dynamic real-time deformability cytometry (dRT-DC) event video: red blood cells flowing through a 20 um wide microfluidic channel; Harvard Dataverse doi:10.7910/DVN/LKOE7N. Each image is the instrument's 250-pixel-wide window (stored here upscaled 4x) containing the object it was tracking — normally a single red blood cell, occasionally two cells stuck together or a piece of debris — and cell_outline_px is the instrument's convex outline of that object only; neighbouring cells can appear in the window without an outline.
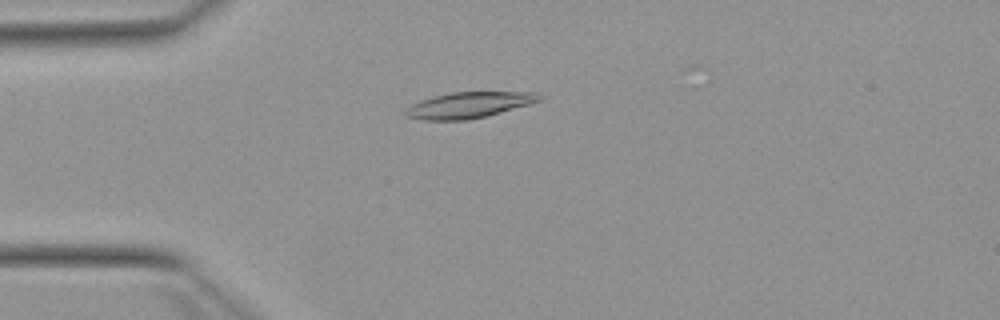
{"species": "Egyptian fruit bat (a non-hibernating species)", "species_latin": "Rousettus aegyptiacus", "temperature_condition": "warm", "stored_images_in_passage": 29, "camera_frame_rate_fps": 3000, "um_per_image_px": 0.085, "animal": {"sex": "female"}, "frame": {"image": 1, "passage_image": 13, "time_ms": 4.0, "image_size_px": [1000, 320], "cell_outline_px": [[544, 100], [500, 112], [468, 120], [428, 120], [408, 116], [404, 112], [404, 108], [420, 100], [452, 92], [540, 92], [544, 96]], "centroid_in_image_um": [39.91, 8.91], "position_along_channel_um": 45.1, "area_um2": 20.11}}
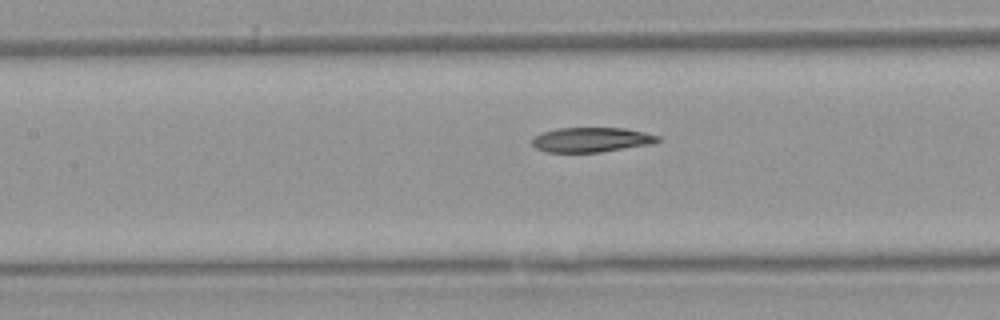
{"frame": {"image": 2, "passage_image": 23, "time_ms": 7.333, "image_size_px": [1000, 320], "cell_outline_px": [[660, 140], [652, 144], [600, 152], [544, 152], [536, 148], [532, 144], [532, 136], [556, 128], [624, 128], [644, 132], [660, 136]], "centroid_in_image_um": [50.25, 11.88], "position_along_channel_um": 157.2, "area_um2": 18.15}}
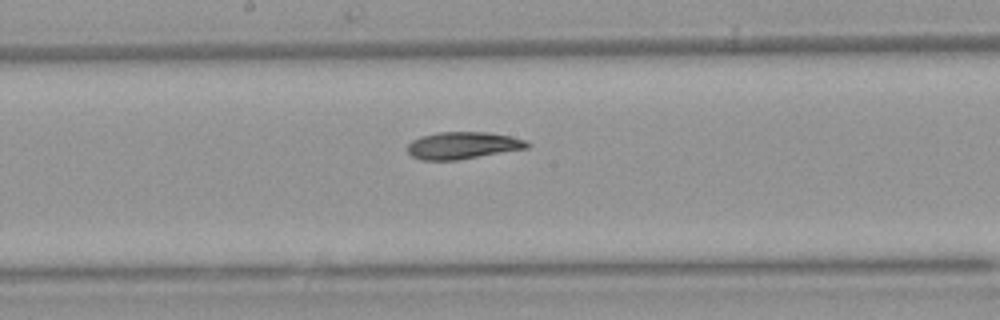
{"frame": {"image": 3, "passage_image": 27, "time_ms": 8.667, "image_size_px": [1000, 320], "cell_outline_px": [[532, 144], [528, 148], [456, 160], [420, 160], [412, 156], [404, 148], [412, 140], [420, 136], [440, 132], [488, 132], [508, 136], [524, 140]], "centroid_in_image_um": [39.29, 12.36], "position_along_channel_um": 208.9, "area_um2": 18.9}}